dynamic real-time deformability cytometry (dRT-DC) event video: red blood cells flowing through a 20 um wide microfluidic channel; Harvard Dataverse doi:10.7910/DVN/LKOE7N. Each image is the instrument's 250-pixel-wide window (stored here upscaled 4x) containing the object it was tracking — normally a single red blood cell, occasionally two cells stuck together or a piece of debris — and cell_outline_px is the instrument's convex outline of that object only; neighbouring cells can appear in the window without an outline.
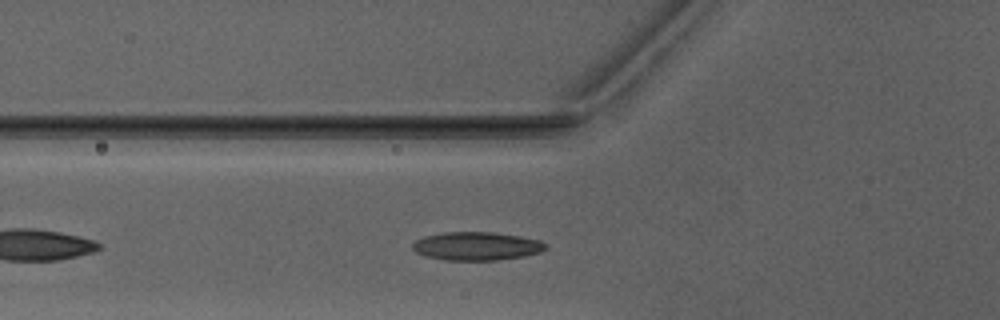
{"species": "Egyptian fruit bat (a non-hibernating species)", "species_latin": "Rousettus aegyptiacus", "temperature_condition": "warm", "stored_images_in_passage": 29, "camera_frame_rate_fps": 3000, "um_per_image_px": 0.085, "animal": {"sex": "male"}, "frame": {"image": 1, "passage_image": 3, "time_ms": 0.667, "image_size_px": [1000, 320], "cell_outline_px": [[548, 248], [540, 252], [524, 256], [500, 260], [444, 260], [424, 256], [416, 252], [412, 248], [412, 244], [416, 240], [424, 236], [444, 232], [492, 232], [520, 236], [540, 240], [548, 244]], "centroid_in_image_um": [40.53, 20.92], "position_along_channel_um": 85.3, "area_um2": 22.2}}
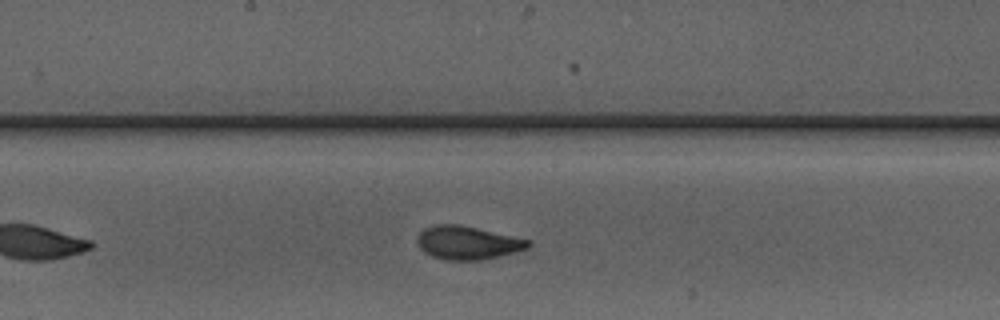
{"frame": {"image": 2, "passage_image": 12, "time_ms": 3.667, "image_size_px": [1000, 320], "cell_outline_px": [[532, 244], [528, 248], [480, 260], [444, 260], [432, 256], [424, 252], [420, 248], [416, 240], [416, 236], [424, 228], [436, 224], [460, 224], [532, 240]], "centroid_in_image_um": [39.71, 20.62], "position_along_channel_um": 208.5, "area_um2": 21.62}}
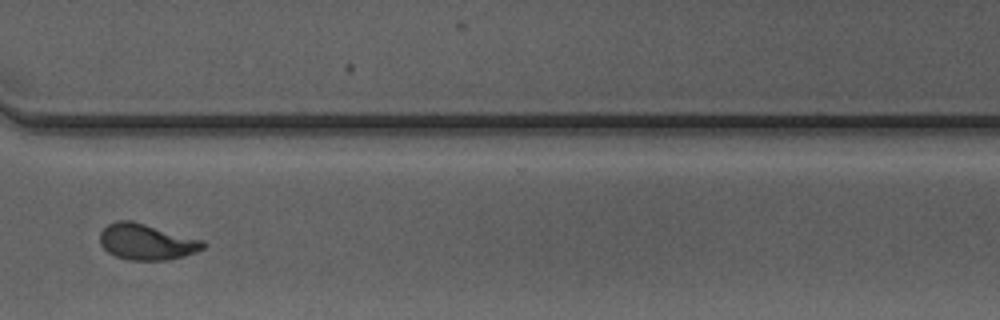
{"frame": {"image": 3, "passage_image": 23, "time_ms": 7.333, "image_size_px": [1000, 320], "cell_outline_px": [[208, 244], [204, 248], [184, 256], [168, 260], [132, 260], [116, 256], [108, 252], [100, 244], [100, 232], [108, 224], [116, 220], [132, 220], [204, 240]], "centroid_in_image_um": [12.47, 20.54], "position_along_channel_um": 358.1, "area_um2": 21.73}, "authors_computed_cell_mechanics": {"area_um2": 21.1548, "velocity_mm_per_s": 4.0869, "shape_relaxation_time_tau1_ms": 3.4339, "shape_relaxation_time_tau2_ms": 0.8653, "deformation_change_tau1": 0.1516, "deformation_change_tau2": 0.0626}}